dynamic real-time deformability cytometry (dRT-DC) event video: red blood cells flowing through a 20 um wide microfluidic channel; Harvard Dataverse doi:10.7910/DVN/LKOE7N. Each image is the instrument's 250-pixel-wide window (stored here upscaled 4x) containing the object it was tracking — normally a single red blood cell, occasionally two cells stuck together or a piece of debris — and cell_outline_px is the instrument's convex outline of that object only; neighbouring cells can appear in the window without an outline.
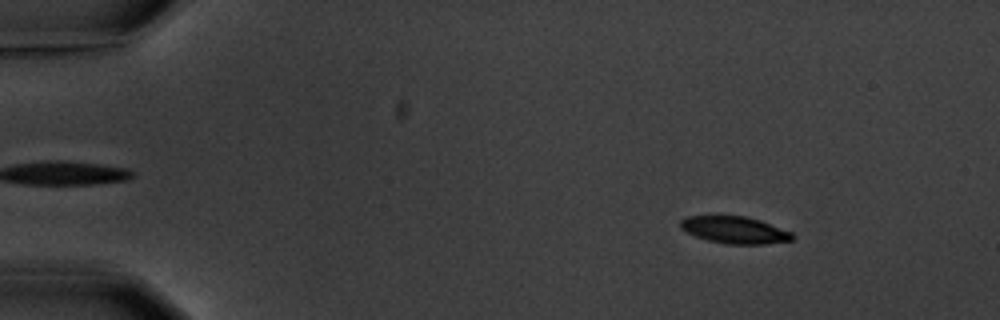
{"species": "common noctule bat (a hibernating species)", "species_latin": "Nyctalus noctula", "temperature_condition": "warm", "stored_images_in_passage": 6, "camera_frame_rate_fps": 3000, "um_per_image_px": 0.085, "animal": {"sex": "male", "body_mass_g": 20.1, "forearm_length_mm": 53.5}, "frame": {"image": 1, "passage_image": 2, "time_ms": 1.333, "image_size_px": [1000, 320], "cell_outline_px": [[796, 236], [792, 240], [764, 244], [728, 244], [708, 240], [696, 236], [680, 228], [680, 220], [684, 216], [712, 212], [716, 212], [744, 216], [760, 220], [792, 232]], "centroid_in_image_um": [62.37, 19.48], "position_along_channel_um": 22.6, "area_um2": 18.5}}
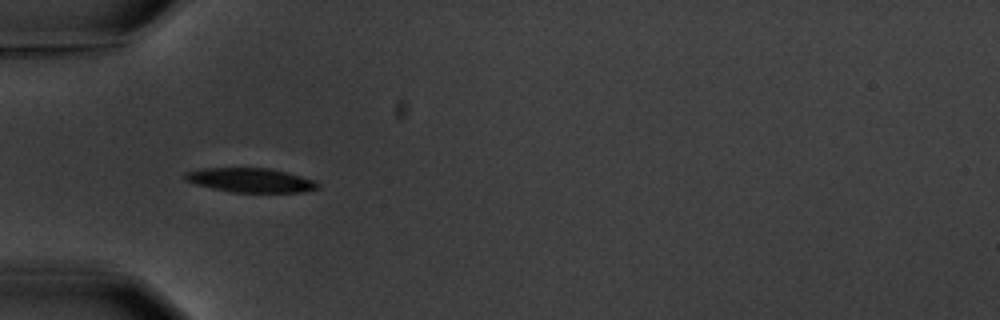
{"frame": {"image": 2, "passage_image": 5, "time_ms": 5.0, "image_size_px": [1000, 320], "cell_outline_px": [[320, 188], [300, 192], [232, 192], [212, 188], [196, 184], [184, 180], [184, 172], [200, 168], [268, 168], [300, 176], [312, 180], [320, 184]], "centroid_in_image_um": [21.24, 15.31], "position_along_channel_um": 63.8, "area_um2": 18.61}}
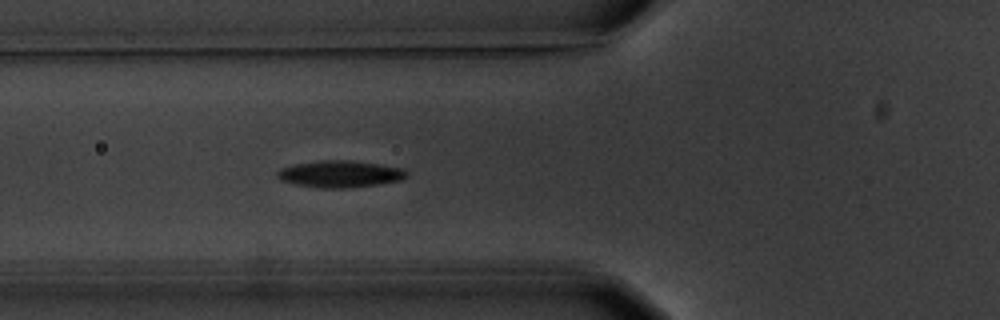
{"frame": {"image": 3, "passage_image": 6, "time_ms": 6.0, "image_size_px": [1000, 320], "cell_outline_px": [[408, 176], [400, 180], [376, 184], [344, 188], [324, 188], [296, 184], [280, 180], [276, 176], [276, 172], [280, 168], [292, 164], [320, 160], [352, 160], [404, 168], [408, 172]], "centroid_in_image_um": [28.88, 14.77], "position_along_channel_um": 96.9, "area_um2": 20.23}}